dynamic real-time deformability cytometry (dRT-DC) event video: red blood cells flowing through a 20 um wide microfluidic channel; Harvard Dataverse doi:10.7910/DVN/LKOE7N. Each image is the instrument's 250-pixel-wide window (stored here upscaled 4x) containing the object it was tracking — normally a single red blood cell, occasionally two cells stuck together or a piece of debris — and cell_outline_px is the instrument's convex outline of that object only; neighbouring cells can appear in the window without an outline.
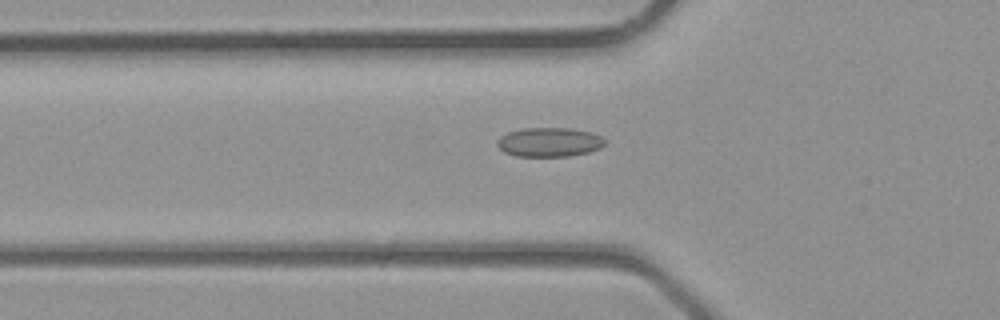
{"species": "common noctule bat (a hibernating species)", "species_latin": "Nyctalus noctula", "temperature_condition": "room temperature", "stored_images_in_passage": 32, "camera_frame_rate_fps": 3000, "um_per_image_px": 0.085, "animal": {"sex": "male", "body_mass_g": 23.1, "forearm_length_mm": 52.7}, "frame": {"image": 1, "passage_image": 8, "time_ms": 2.333, "image_size_px": [1000, 320], "cell_outline_px": [[604, 144], [600, 148], [588, 152], [568, 156], [516, 156], [504, 152], [496, 144], [496, 140], [500, 136], [508, 132], [524, 128], [572, 128], [592, 132], [600, 136], [604, 140]], "centroid_in_image_um": [46.66, 12.07], "position_along_channel_um": 79.1, "area_um2": 18.32}}
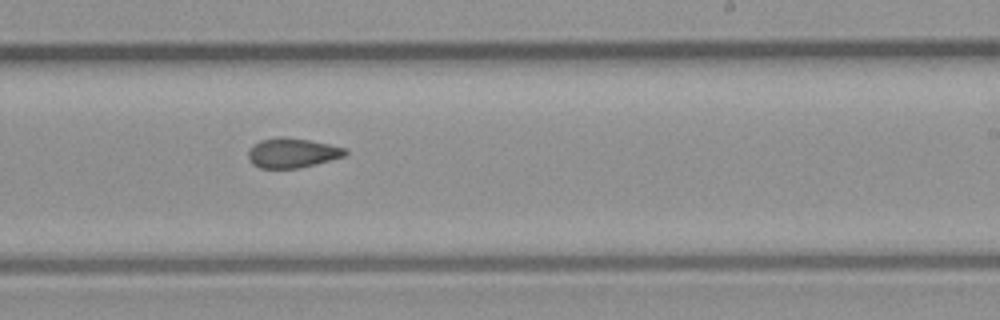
{"frame": {"image": 2, "passage_image": 18, "time_ms": 5.667, "image_size_px": [1000, 320], "cell_outline_px": [[348, 152], [344, 156], [296, 168], [260, 168], [252, 164], [248, 160], [248, 152], [252, 144], [260, 140], [284, 136], [308, 140], [328, 144], [344, 148]], "centroid_in_image_um": [24.77, 12.99], "position_along_channel_um": 264.2, "area_um2": 16.53}}
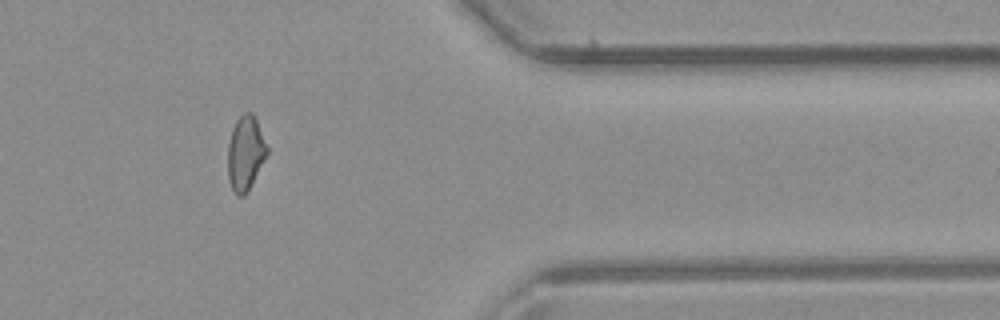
{"frame": {"image": 3, "passage_image": 26, "time_ms": 8.333, "image_size_px": [1000, 320], "cell_outline_px": [[268, 152], [248, 192], [244, 196], [236, 196], [228, 180], [228, 144], [232, 128], [236, 120], [244, 112], [252, 112], [256, 120], [268, 148]], "centroid_in_image_um": [20.85, 13.04], "position_along_channel_um": 390.6, "area_um2": 16.99}}